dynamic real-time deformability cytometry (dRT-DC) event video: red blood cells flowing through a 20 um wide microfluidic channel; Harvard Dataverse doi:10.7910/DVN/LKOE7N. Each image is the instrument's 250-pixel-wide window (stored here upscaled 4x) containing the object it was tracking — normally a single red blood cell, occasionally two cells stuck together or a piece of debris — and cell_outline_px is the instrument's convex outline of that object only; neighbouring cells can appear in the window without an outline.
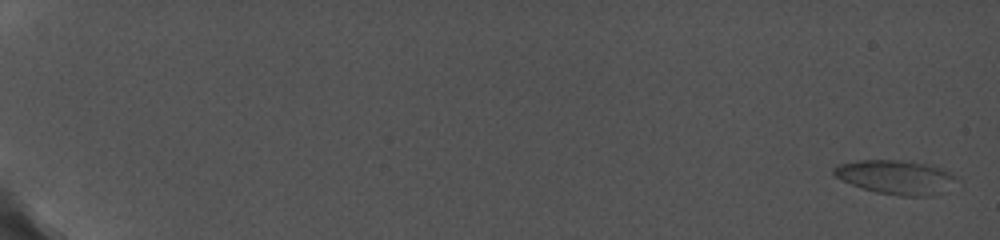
{"species": "common noctule bat (a hibernating species)", "species_latin": "Nyctalus noctula", "temperature_condition": "cold", "stored_images_in_passage": 7, "camera_frame_rate_fps": 5000, "um_per_image_px": 0.085, "animal": {"sex": "female", "body_mass_g": 19.0, "forearm_length_mm": 56.7}, "frame": {"image": 1, "passage_image": 1, "time_ms": 0.0, "image_size_px": [1000, 240], "cell_outline_px": [[956, 180], [948, 192], [932, 196], [900, 196], [876, 192], [860, 188], [840, 180], [832, 172], [832, 168], [840, 164], [860, 160], [900, 160], [924, 164], [940, 168], [952, 172], [956, 176]], "centroid_in_image_um": [76.17, 15.08], "position_along_channel_um": 8.8, "area_um2": 24.57}}